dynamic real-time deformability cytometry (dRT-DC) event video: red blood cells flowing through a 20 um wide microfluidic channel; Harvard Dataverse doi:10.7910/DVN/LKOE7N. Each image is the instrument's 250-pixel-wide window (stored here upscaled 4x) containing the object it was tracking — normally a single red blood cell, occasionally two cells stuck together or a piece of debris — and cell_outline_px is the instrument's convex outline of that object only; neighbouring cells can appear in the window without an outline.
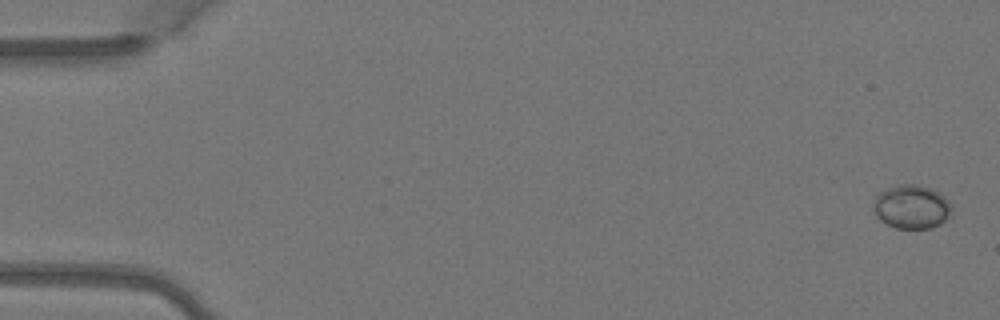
{"species": "Egyptian fruit bat (a non-hibernating species)", "species_latin": "Rousettus aegyptiacus", "temperature_condition": "warm", "stored_images_in_passage": 5, "camera_frame_rate_fps": 3000, "um_per_image_px": 0.085, "animal": {"sex": "female"}, "frame": {"image": 1, "passage_image": 1, "time_ms": 0.0, "image_size_px": [1000, 320], "cell_outline_px": [[952, 212], [940, 224], [928, 228], [896, 228], [880, 220], [876, 216], [872, 204], [876, 196], [880, 192], [888, 188], [900, 184], [916, 184], [932, 188], [944, 196]], "centroid_in_image_um": [77.45, 17.57], "position_along_channel_um": 7.5, "area_um2": 19.77}}